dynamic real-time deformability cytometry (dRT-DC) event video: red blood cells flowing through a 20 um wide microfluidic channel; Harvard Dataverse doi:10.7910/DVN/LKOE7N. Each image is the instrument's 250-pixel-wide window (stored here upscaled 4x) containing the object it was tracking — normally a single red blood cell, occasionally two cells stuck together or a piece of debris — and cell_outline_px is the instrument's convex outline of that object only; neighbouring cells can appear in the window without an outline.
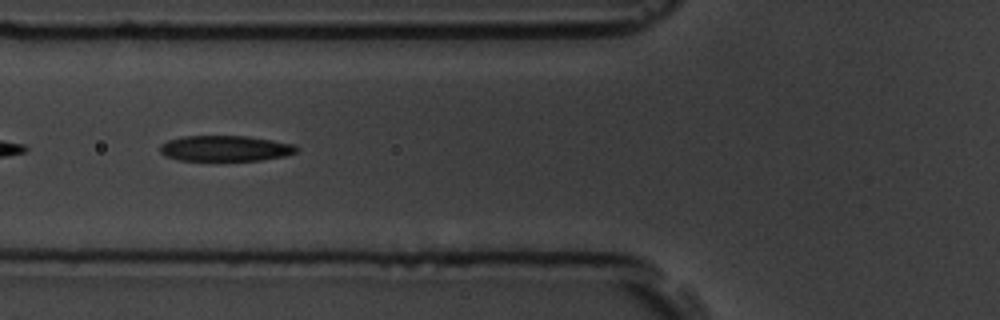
{"species": "common noctule bat (a hibernating species)", "species_latin": "Nyctalus noctula", "temperature_condition": "room temperature", "stored_images_in_passage": 2, "camera_frame_rate_fps": 3000, "um_per_image_px": 0.085, "animal": {"sex": "male", "body_mass_g": 19.5, "forearm_length_mm": 54.6}, "frame": {"image": 1, "passage_image": 2, "time_ms": 1.333, "image_size_px": [1000, 320], "cell_outline_px": [[300, 148], [296, 152], [284, 156], [260, 160], [180, 160], [164, 156], [160, 152], [160, 144], [168, 140], [184, 136], [248, 136], [272, 140], [292, 144]], "centroid_in_image_um": [19.13, 12.61], "position_along_channel_um": 106.7, "area_um2": 20.35}}